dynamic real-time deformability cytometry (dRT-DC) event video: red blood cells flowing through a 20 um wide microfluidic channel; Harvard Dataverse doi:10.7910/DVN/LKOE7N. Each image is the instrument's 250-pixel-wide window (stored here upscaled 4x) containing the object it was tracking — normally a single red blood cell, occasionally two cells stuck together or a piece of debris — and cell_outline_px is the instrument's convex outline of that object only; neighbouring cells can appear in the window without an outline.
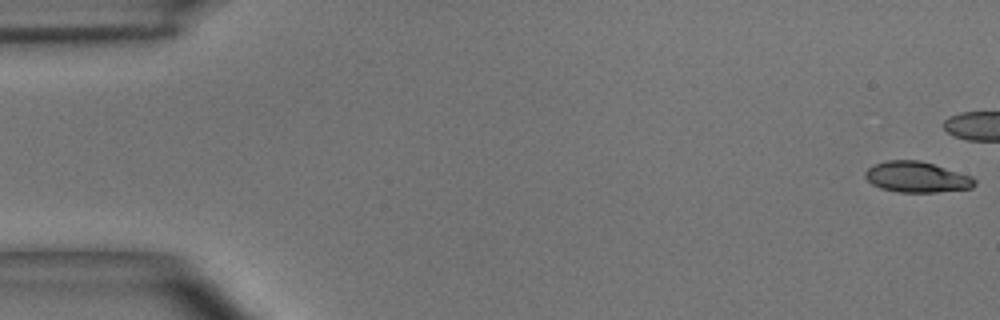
{"species": "common noctule bat (a hibernating species)", "species_latin": "Nyctalus noctula", "temperature_condition": "room temperature", "stored_images_in_passage": 25, "camera_frame_rate_fps": 3000, "um_per_image_px": 0.085, "animal": {"sex": "male", "body_mass_g": 15.6}, "frame": {"image": 1, "passage_image": 1, "time_ms": 0.0, "image_size_px": [1000, 320], "cell_outline_px": [[976, 184], [972, 188], [936, 192], [900, 192], [880, 188], [872, 184], [864, 176], [864, 172], [868, 168], [876, 164], [888, 160], [920, 160], [972, 176], [976, 180]], "centroid_in_image_um": [77.93, 15.05], "position_along_channel_um": 7.1, "area_um2": 19.54}}